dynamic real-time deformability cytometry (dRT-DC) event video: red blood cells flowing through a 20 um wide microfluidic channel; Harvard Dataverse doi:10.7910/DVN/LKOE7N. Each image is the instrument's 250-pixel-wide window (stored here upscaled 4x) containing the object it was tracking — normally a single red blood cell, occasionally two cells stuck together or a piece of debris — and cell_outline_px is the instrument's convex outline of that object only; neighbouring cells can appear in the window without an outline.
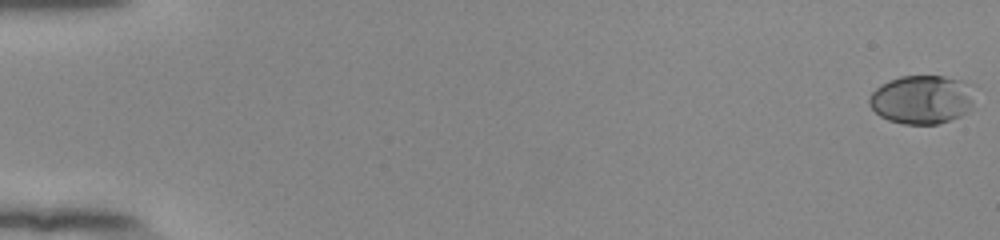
{"species": "human", "species_latin": "Homo sapiens", "temperature_condition": "room temperature", "stored_images_in_passage": 55, "camera_frame_rate_fps": 3000, "um_per_image_px": 0.085, "donor": {"sex": "female"}, "frame": {"image": 1, "passage_image": 1, "time_ms": 0.0, "image_size_px": [1000, 240], "cell_outline_px": [[972, 104], [968, 112], [960, 116], [936, 124], [904, 124], [888, 120], [880, 116], [868, 104], [868, 96], [880, 84], [888, 80], [900, 76], [944, 76], [960, 80], [968, 84], [972, 100]], "centroid_in_image_um": [78.29, 8.46], "position_along_channel_um": 6.7, "area_um2": 29.77}}
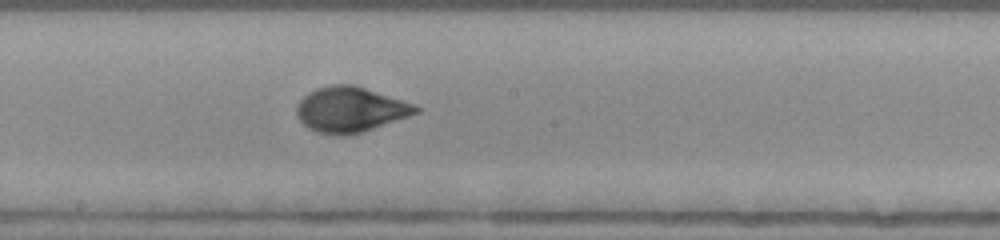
{"frame": {"image": 2, "passage_image": 32, "time_ms": 10.333, "image_size_px": [1000, 240], "cell_outline_px": [[424, 108], [420, 112], [360, 132], [344, 136], [336, 136], [316, 132], [308, 128], [296, 116], [296, 104], [308, 92], [316, 88], [332, 84], [356, 84]], "centroid_in_image_um": [29.74, 9.3], "position_along_channel_um": 218.5, "area_um2": 31.5}}
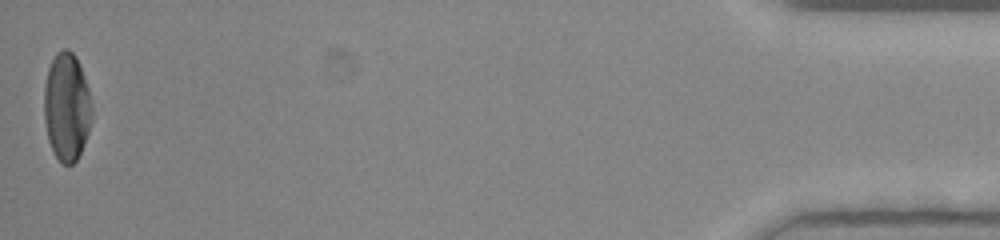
{"frame": {"image": 3, "passage_image": 55, "time_ms": 18.0, "image_size_px": [1000, 240], "cell_outline_px": [[92, 120], [84, 144], [76, 160], [72, 164], [60, 164], [48, 140], [44, 120], [44, 88], [48, 68], [56, 52], [64, 48], [68, 48], [76, 56], [80, 64], [88, 88], [92, 104]], "centroid_in_image_um": [5.67, 9.06], "position_along_channel_um": 429.5, "area_um2": 30.35}, "authors_computed_cell_mechanics": {"area_um2": 29.767, "velocity_mm_per_s": 3.8851, "shape_relaxation_time_tau1_ms": 4.5173, "shape_relaxation_time_tau2_ms": null, "deformation_change_tau1": 0.2036, "deformation_change_tau2": null}}